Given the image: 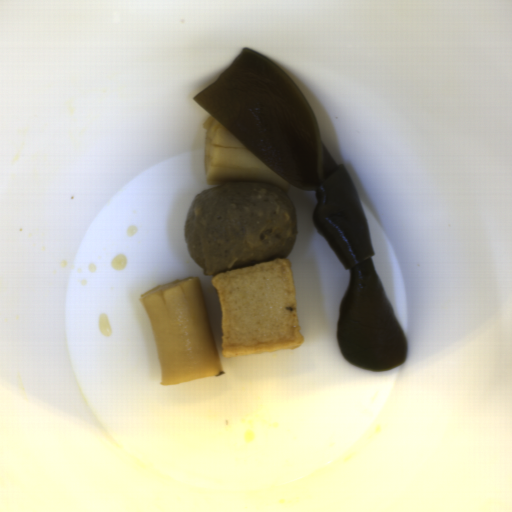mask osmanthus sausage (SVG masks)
Returning a JSON list of instances; mask_svg holds the SVG:
<instances>
[{
    "label": "osmanthus sausage",
    "instance_id": "osmanthus-sausage-1",
    "mask_svg": "<svg viewBox=\"0 0 512 512\" xmlns=\"http://www.w3.org/2000/svg\"><path fill=\"white\" fill-rule=\"evenodd\" d=\"M140 300L160 359V385L172 386L221 372L200 277L159 284L141 294Z\"/></svg>",
    "mask_w": 512,
    "mask_h": 512
},
{
    "label": "osmanthus sausage",
    "instance_id": "osmanthus-sausage-2",
    "mask_svg": "<svg viewBox=\"0 0 512 512\" xmlns=\"http://www.w3.org/2000/svg\"><path fill=\"white\" fill-rule=\"evenodd\" d=\"M204 174L209 186L264 182L287 193L290 183L272 170L215 116L204 122Z\"/></svg>",
    "mask_w": 512,
    "mask_h": 512
}]
</instances>
